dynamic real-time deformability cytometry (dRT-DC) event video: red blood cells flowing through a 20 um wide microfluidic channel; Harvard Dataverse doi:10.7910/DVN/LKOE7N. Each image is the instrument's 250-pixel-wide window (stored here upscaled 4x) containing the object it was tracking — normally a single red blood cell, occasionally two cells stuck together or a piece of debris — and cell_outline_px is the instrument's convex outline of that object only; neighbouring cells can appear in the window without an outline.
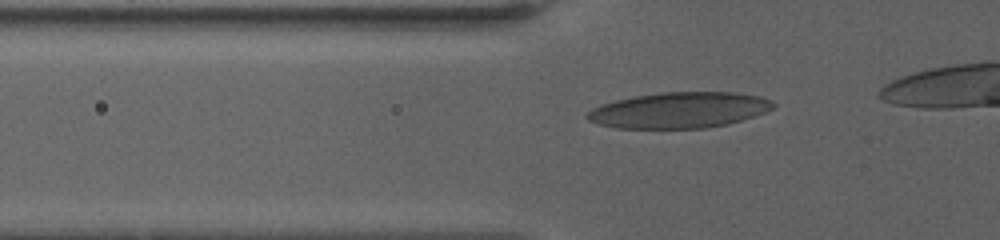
{"species": "human", "species_latin": "Homo sapiens", "temperature_condition": "warm", "stored_images_in_passage": 38, "camera_frame_rate_fps": 3000, "um_per_image_px": 0.085, "donor": {"sex": "female"}, "frame": {"image": 1, "passage_image": 2, "time_ms": 0.333, "image_size_px": [1000, 240], "cell_outline_px": [[776, 104], [772, 108], [764, 112], [728, 124], [704, 128], [616, 128], [600, 124], [588, 120], [584, 116], [592, 108], [600, 104], [616, 100], [636, 96], [660, 92], [732, 92], [760, 96], [772, 100]], "centroid_in_image_um": [57.71, 9.36], "position_along_channel_um": 68.1, "area_um2": 38.73}}
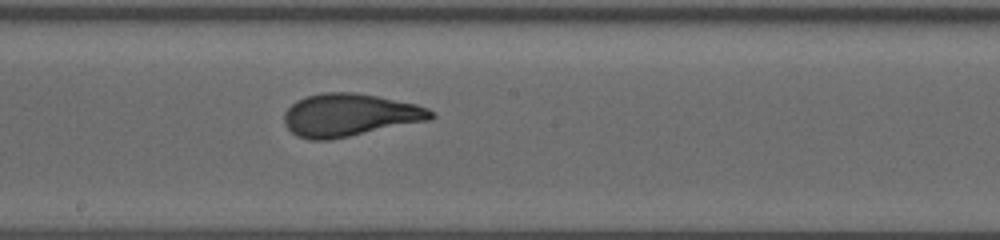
{"frame": {"image": 2, "passage_image": 25, "time_ms": 5.333, "image_size_px": [1000, 240], "cell_outline_px": [[436, 116], [432, 120], [328, 140], [308, 140], [296, 136], [284, 124], [284, 112], [296, 100], [308, 96], [324, 92], [356, 92], [416, 104], [428, 108], [436, 112]], "centroid_in_image_um": [29.74, 9.78], "position_along_channel_um": 218.5, "area_um2": 36.7}}
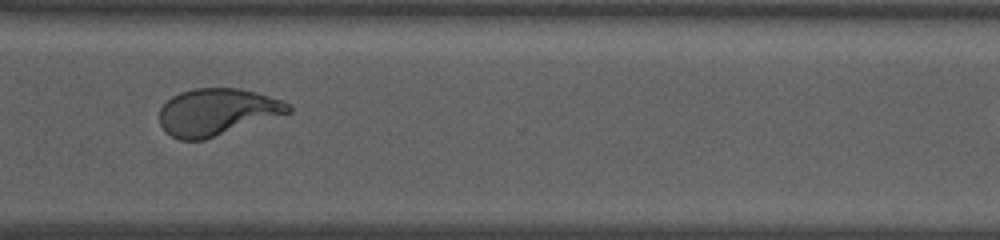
{"frame": {"image": 3, "passage_image": 37, "time_ms": 9.667, "image_size_px": [1000, 240], "cell_outline_px": [[292, 112], [204, 140], [180, 140], [164, 132], [160, 124], [160, 108], [172, 96], [180, 92], [196, 88], [236, 88], [256, 92], [280, 100], [288, 104], [292, 108]], "centroid_in_image_um": [18.42, 9.52], "position_along_channel_um": 352.2, "area_um2": 35.08}}